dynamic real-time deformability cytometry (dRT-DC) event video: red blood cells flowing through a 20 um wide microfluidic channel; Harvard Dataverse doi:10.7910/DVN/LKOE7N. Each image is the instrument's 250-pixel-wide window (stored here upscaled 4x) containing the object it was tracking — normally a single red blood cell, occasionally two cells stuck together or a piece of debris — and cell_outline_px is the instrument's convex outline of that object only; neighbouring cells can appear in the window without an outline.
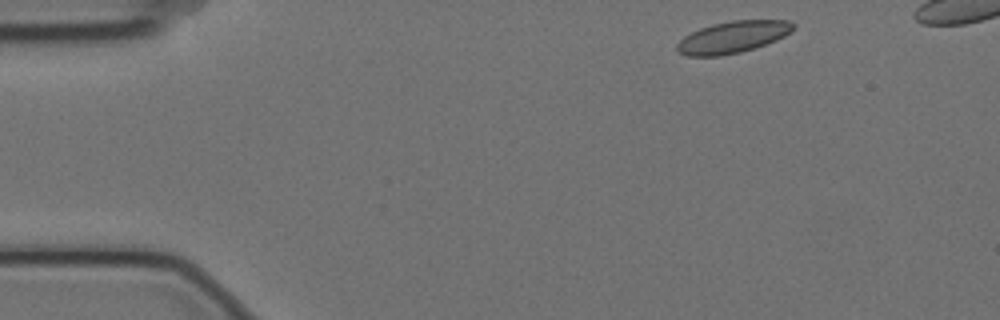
{"species": "Egyptian fruit bat (a non-hibernating species)", "species_latin": "Rousettus aegyptiacus", "temperature_condition": "cold", "stored_images_in_passage": 5, "camera_frame_rate_fps": 3000, "um_per_image_px": 0.085, "animal": {"sex": "female"}, "frame": {"image": 1, "passage_image": 1, "time_ms": 0.0, "image_size_px": [1000, 320], "cell_outline_px": [[796, 28], [792, 32], [776, 40], [740, 52], [720, 56], [688, 56], [680, 52], [676, 48], [676, 44], [684, 36], [700, 28], [712, 24], [732, 20], [788, 20], [796, 24]], "centroid_in_image_um": [62.31, 3.14], "position_along_channel_um": 22.7, "area_um2": 21.5}}
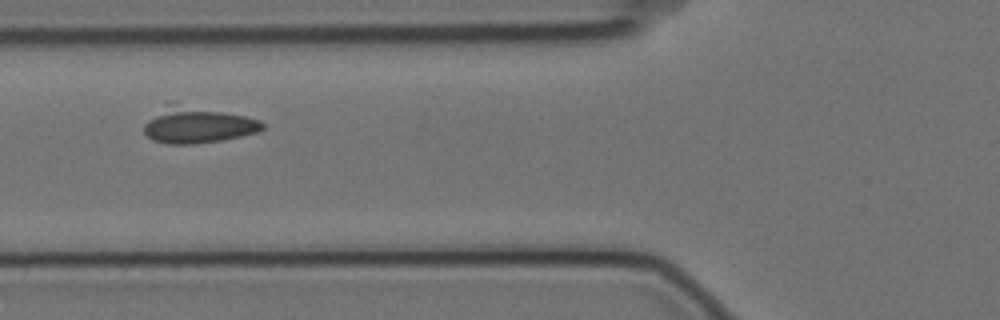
{"frame": {"image": 2, "passage_image": 5, "time_ms": 1.333, "image_size_px": [1000, 320], "cell_outline_px": [[264, 128], [256, 132], [240, 136], [220, 140], [192, 144], [168, 144], [152, 140], [144, 132], [144, 124], [164, 100], [168, 100], [244, 116], [260, 120], [264, 124]], "centroid_in_image_um": [16.69, 10.58], "position_along_channel_um": 109.1, "area_um2": 25.37}}